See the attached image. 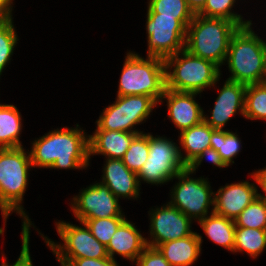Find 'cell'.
<instances>
[{
    "label": "cell",
    "instance_id": "obj_31",
    "mask_svg": "<svg viewBox=\"0 0 266 266\" xmlns=\"http://www.w3.org/2000/svg\"><path fill=\"white\" fill-rule=\"evenodd\" d=\"M234 221L236 227L266 230V200L255 198Z\"/></svg>",
    "mask_w": 266,
    "mask_h": 266
},
{
    "label": "cell",
    "instance_id": "obj_12",
    "mask_svg": "<svg viewBox=\"0 0 266 266\" xmlns=\"http://www.w3.org/2000/svg\"><path fill=\"white\" fill-rule=\"evenodd\" d=\"M78 195L70 200V209L76 221L86 219L126 217L119 199L107 186L95 181L86 188H81Z\"/></svg>",
    "mask_w": 266,
    "mask_h": 266
},
{
    "label": "cell",
    "instance_id": "obj_32",
    "mask_svg": "<svg viewBox=\"0 0 266 266\" xmlns=\"http://www.w3.org/2000/svg\"><path fill=\"white\" fill-rule=\"evenodd\" d=\"M127 217H111L86 219L83 223L92 235L103 245L107 246L111 237Z\"/></svg>",
    "mask_w": 266,
    "mask_h": 266
},
{
    "label": "cell",
    "instance_id": "obj_34",
    "mask_svg": "<svg viewBox=\"0 0 266 266\" xmlns=\"http://www.w3.org/2000/svg\"><path fill=\"white\" fill-rule=\"evenodd\" d=\"M136 266H171L163 257L160 251L155 247L147 246L144 251L138 256L135 262Z\"/></svg>",
    "mask_w": 266,
    "mask_h": 266
},
{
    "label": "cell",
    "instance_id": "obj_41",
    "mask_svg": "<svg viewBox=\"0 0 266 266\" xmlns=\"http://www.w3.org/2000/svg\"><path fill=\"white\" fill-rule=\"evenodd\" d=\"M262 83H265L266 84V56H265L264 76H263Z\"/></svg>",
    "mask_w": 266,
    "mask_h": 266
},
{
    "label": "cell",
    "instance_id": "obj_36",
    "mask_svg": "<svg viewBox=\"0 0 266 266\" xmlns=\"http://www.w3.org/2000/svg\"><path fill=\"white\" fill-rule=\"evenodd\" d=\"M30 231H21V251L12 266H34L30 254Z\"/></svg>",
    "mask_w": 266,
    "mask_h": 266
},
{
    "label": "cell",
    "instance_id": "obj_30",
    "mask_svg": "<svg viewBox=\"0 0 266 266\" xmlns=\"http://www.w3.org/2000/svg\"><path fill=\"white\" fill-rule=\"evenodd\" d=\"M149 154V132L138 134L131 142L128 150L122 158L126 167L138 173L143 164L147 161Z\"/></svg>",
    "mask_w": 266,
    "mask_h": 266
},
{
    "label": "cell",
    "instance_id": "obj_35",
    "mask_svg": "<svg viewBox=\"0 0 266 266\" xmlns=\"http://www.w3.org/2000/svg\"><path fill=\"white\" fill-rule=\"evenodd\" d=\"M204 160H208L209 163H212L213 166L219 168H227L228 166L222 160L220 154L215 150L210 148L205 149L199 156H197L194 161L187 166V168L196 175V171L201 167L200 165Z\"/></svg>",
    "mask_w": 266,
    "mask_h": 266
},
{
    "label": "cell",
    "instance_id": "obj_38",
    "mask_svg": "<svg viewBox=\"0 0 266 266\" xmlns=\"http://www.w3.org/2000/svg\"><path fill=\"white\" fill-rule=\"evenodd\" d=\"M15 0H0V22L6 21L13 17V10Z\"/></svg>",
    "mask_w": 266,
    "mask_h": 266
},
{
    "label": "cell",
    "instance_id": "obj_4",
    "mask_svg": "<svg viewBox=\"0 0 266 266\" xmlns=\"http://www.w3.org/2000/svg\"><path fill=\"white\" fill-rule=\"evenodd\" d=\"M166 89L202 94L215 88L221 79V68L214 62L190 54L186 49L165 60Z\"/></svg>",
    "mask_w": 266,
    "mask_h": 266
},
{
    "label": "cell",
    "instance_id": "obj_16",
    "mask_svg": "<svg viewBox=\"0 0 266 266\" xmlns=\"http://www.w3.org/2000/svg\"><path fill=\"white\" fill-rule=\"evenodd\" d=\"M259 189L256 182L243 180L226 183L214 191V209L218 215L235 220L239 214L255 199Z\"/></svg>",
    "mask_w": 266,
    "mask_h": 266
},
{
    "label": "cell",
    "instance_id": "obj_37",
    "mask_svg": "<svg viewBox=\"0 0 266 266\" xmlns=\"http://www.w3.org/2000/svg\"><path fill=\"white\" fill-rule=\"evenodd\" d=\"M250 175V178H252V181L256 182L257 188H261L263 192L261 194L260 192H257V196L266 200V166L264 168L252 171V173H248Z\"/></svg>",
    "mask_w": 266,
    "mask_h": 266
},
{
    "label": "cell",
    "instance_id": "obj_9",
    "mask_svg": "<svg viewBox=\"0 0 266 266\" xmlns=\"http://www.w3.org/2000/svg\"><path fill=\"white\" fill-rule=\"evenodd\" d=\"M55 227L60 242H56L38 228L35 230L41 236L46 246L56 258H107V248L90 232L88 227L80 222L79 225L64 220H56ZM62 240V241H61Z\"/></svg>",
    "mask_w": 266,
    "mask_h": 266
},
{
    "label": "cell",
    "instance_id": "obj_18",
    "mask_svg": "<svg viewBox=\"0 0 266 266\" xmlns=\"http://www.w3.org/2000/svg\"><path fill=\"white\" fill-rule=\"evenodd\" d=\"M130 220L126 219L111 237L107 248L108 256L117 261L116 255L134 263L147 247L144 234ZM143 234V235H142Z\"/></svg>",
    "mask_w": 266,
    "mask_h": 266
},
{
    "label": "cell",
    "instance_id": "obj_22",
    "mask_svg": "<svg viewBox=\"0 0 266 266\" xmlns=\"http://www.w3.org/2000/svg\"><path fill=\"white\" fill-rule=\"evenodd\" d=\"M197 223L210 241L233 253L236 228L234 220L212 212Z\"/></svg>",
    "mask_w": 266,
    "mask_h": 266
},
{
    "label": "cell",
    "instance_id": "obj_13",
    "mask_svg": "<svg viewBox=\"0 0 266 266\" xmlns=\"http://www.w3.org/2000/svg\"><path fill=\"white\" fill-rule=\"evenodd\" d=\"M149 209L147 246L156 248L159 244L182 239L195 232L191 229L194 221L168 202L162 204L161 207L155 206Z\"/></svg>",
    "mask_w": 266,
    "mask_h": 266
},
{
    "label": "cell",
    "instance_id": "obj_10",
    "mask_svg": "<svg viewBox=\"0 0 266 266\" xmlns=\"http://www.w3.org/2000/svg\"><path fill=\"white\" fill-rule=\"evenodd\" d=\"M179 144L165 135H153L149 132V154L147 161L137 173L141 183L161 186L187 169L183 162Z\"/></svg>",
    "mask_w": 266,
    "mask_h": 266
},
{
    "label": "cell",
    "instance_id": "obj_7",
    "mask_svg": "<svg viewBox=\"0 0 266 266\" xmlns=\"http://www.w3.org/2000/svg\"><path fill=\"white\" fill-rule=\"evenodd\" d=\"M188 168L176 175L170 189L168 203L178 208L194 222L205 218L214 209V191L208 177H193Z\"/></svg>",
    "mask_w": 266,
    "mask_h": 266
},
{
    "label": "cell",
    "instance_id": "obj_1",
    "mask_svg": "<svg viewBox=\"0 0 266 266\" xmlns=\"http://www.w3.org/2000/svg\"><path fill=\"white\" fill-rule=\"evenodd\" d=\"M88 132L79 123L75 127L54 128L30 141L33 168L86 170L90 166Z\"/></svg>",
    "mask_w": 266,
    "mask_h": 266
},
{
    "label": "cell",
    "instance_id": "obj_29",
    "mask_svg": "<svg viewBox=\"0 0 266 266\" xmlns=\"http://www.w3.org/2000/svg\"><path fill=\"white\" fill-rule=\"evenodd\" d=\"M14 18L0 22V79L2 73L11 64L15 47L18 44L19 36L14 25Z\"/></svg>",
    "mask_w": 266,
    "mask_h": 266
},
{
    "label": "cell",
    "instance_id": "obj_19",
    "mask_svg": "<svg viewBox=\"0 0 266 266\" xmlns=\"http://www.w3.org/2000/svg\"><path fill=\"white\" fill-rule=\"evenodd\" d=\"M140 133L123 131L95 130L88 134L89 161L91 156L103 155L104 158L122 159L133 139Z\"/></svg>",
    "mask_w": 266,
    "mask_h": 266
},
{
    "label": "cell",
    "instance_id": "obj_14",
    "mask_svg": "<svg viewBox=\"0 0 266 266\" xmlns=\"http://www.w3.org/2000/svg\"><path fill=\"white\" fill-rule=\"evenodd\" d=\"M247 85L225 80L218 89L213 109L210 115L204 112L203 120L213 129L225 130V126L238 112L244 117L245 90Z\"/></svg>",
    "mask_w": 266,
    "mask_h": 266
},
{
    "label": "cell",
    "instance_id": "obj_5",
    "mask_svg": "<svg viewBox=\"0 0 266 266\" xmlns=\"http://www.w3.org/2000/svg\"><path fill=\"white\" fill-rule=\"evenodd\" d=\"M239 26L231 20L195 14L187 27L185 49L220 68L225 63L232 35Z\"/></svg>",
    "mask_w": 266,
    "mask_h": 266
},
{
    "label": "cell",
    "instance_id": "obj_23",
    "mask_svg": "<svg viewBox=\"0 0 266 266\" xmlns=\"http://www.w3.org/2000/svg\"><path fill=\"white\" fill-rule=\"evenodd\" d=\"M22 115L14 104L0 102V148L22 147Z\"/></svg>",
    "mask_w": 266,
    "mask_h": 266
},
{
    "label": "cell",
    "instance_id": "obj_21",
    "mask_svg": "<svg viewBox=\"0 0 266 266\" xmlns=\"http://www.w3.org/2000/svg\"><path fill=\"white\" fill-rule=\"evenodd\" d=\"M214 130L203 120L179 133L180 155L186 166H189L205 149L211 147L210 138Z\"/></svg>",
    "mask_w": 266,
    "mask_h": 266
},
{
    "label": "cell",
    "instance_id": "obj_24",
    "mask_svg": "<svg viewBox=\"0 0 266 266\" xmlns=\"http://www.w3.org/2000/svg\"><path fill=\"white\" fill-rule=\"evenodd\" d=\"M266 250V230L236 227L233 254L246 253L256 259Z\"/></svg>",
    "mask_w": 266,
    "mask_h": 266
},
{
    "label": "cell",
    "instance_id": "obj_6",
    "mask_svg": "<svg viewBox=\"0 0 266 266\" xmlns=\"http://www.w3.org/2000/svg\"><path fill=\"white\" fill-rule=\"evenodd\" d=\"M123 63L116 96L146 95L159 103L166 89L164 59L129 50Z\"/></svg>",
    "mask_w": 266,
    "mask_h": 266
},
{
    "label": "cell",
    "instance_id": "obj_27",
    "mask_svg": "<svg viewBox=\"0 0 266 266\" xmlns=\"http://www.w3.org/2000/svg\"><path fill=\"white\" fill-rule=\"evenodd\" d=\"M248 120L266 121V84L247 85L245 90L244 117Z\"/></svg>",
    "mask_w": 266,
    "mask_h": 266
},
{
    "label": "cell",
    "instance_id": "obj_40",
    "mask_svg": "<svg viewBox=\"0 0 266 266\" xmlns=\"http://www.w3.org/2000/svg\"><path fill=\"white\" fill-rule=\"evenodd\" d=\"M0 256H1V258L2 259H0L1 260V264H0V266H12V264H9L7 261V257H6V255H5V253L3 252H1L0 253Z\"/></svg>",
    "mask_w": 266,
    "mask_h": 266
},
{
    "label": "cell",
    "instance_id": "obj_20",
    "mask_svg": "<svg viewBox=\"0 0 266 266\" xmlns=\"http://www.w3.org/2000/svg\"><path fill=\"white\" fill-rule=\"evenodd\" d=\"M203 236L194 232L182 239L164 242L156 248L171 266H192L202 252Z\"/></svg>",
    "mask_w": 266,
    "mask_h": 266
},
{
    "label": "cell",
    "instance_id": "obj_25",
    "mask_svg": "<svg viewBox=\"0 0 266 266\" xmlns=\"http://www.w3.org/2000/svg\"><path fill=\"white\" fill-rule=\"evenodd\" d=\"M211 148L215 149L221 156L224 163L229 167L233 165L234 158L242 150V142L239 134L231 130H219L215 129L211 133L210 138Z\"/></svg>",
    "mask_w": 266,
    "mask_h": 266
},
{
    "label": "cell",
    "instance_id": "obj_8",
    "mask_svg": "<svg viewBox=\"0 0 266 266\" xmlns=\"http://www.w3.org/2000/svg\"><path fill=\"white\" fill-rule=\"evenodd\" d=\"M157 105L152 97L146 95L116 96L111 105L102 109L95 121V130L143 133L145 131L136 127L149 119Z\"/></svg>",
    "mask_w": 266,
    "mask_h": 266
},
{
    "label": "cell",
    "instance_id": "obj_11",
    "mask_svg": "<svg viewBox=\"0 0 266 266\" xmlns=\"http://www.w3.org/2000/svg\"><path fill=\"white\" fill-rule=\"evenodd\" d=\"M147 56L166 59L185 49L187 28L176 17L146 14Z\"/></svg>",
    "mask_w": 266,
    "mask_h": 266
},
{
    "label": "cell",
    "instance_id": "obj_33",
    "mask_svg": "<svg viewBox=\"0 0 266 266\" xmlns=\"http://www.w3.org/2000/svg\"><path fill=\"white\" fill-rule=\"evenodd\" d=\"M56 261L60 263V266H120V264L114 259L100 258H56Z\"/></svg>",
    "mask_w": 266,
    "mask_h": 266
},
{
    "label": "cell",
    "instance_id": "obj_39",
    "mask_svg": "<svg viewBox=\"0 0 266 266\" xmlns=\"http://www.w3.org/2000/svg\"><path fill=\"white\" fill-rule=\"evenodd\" d=\"M189 8L197 14L204 6L206 0H186Z\"/></svg>",
    "mask_w": 266,
    "mask_h": 266
},
{
    "label": "cell",
    "instance_id": "obj_2",
    "mask_svg": "<svg viewBox=\"0 0 266 266\" xmlns=\"http://www.w3.org/2000/svg\"><path fill=\"white\" fill-rule=\"evenodd\" d=\"M31 169L30 154L24 146L0 148V211L3 219L0 236L4 235L7 219L12 213L22 218V231L36 228L23 205Z\"/></svg>",
    "mask_w": 266,
    "mask_h": 266
},
{
    "label": "cell",
    "instance_id": "obj_17",
    "mask_svg": "<svg viewBox=\"0 0 266 266\" xmlns=\"http://www.w3.org/2000/svg\"><path fill=\"white\" fill-rule=\"evenodd\" d=\"M101 184L119 199L139 200L141 199V186L137 173L129 170L122 159L105 158L102 168Z\"/></svg>",
    "mask_w": 266,
    "mask_h": 266
},
{
    "label": "cell",
    "instance_id": "obj_3",
    "mask_svg": "<svg viewBox=\"0 0 266 266\" xmlns=\"http://www.w3.org/2000/svg\"><path fill=\"white\" fill-rule=\"evenodd\" d=\"M254 23L239 27L232 35L227 57V80L245 85L262 83L266 56V39L254 31Z\"/></svg>",
    "mask_w": 266,
    "mask_h": 266
},
{
    "label": "cell",
    "instance_id": "obj_28",
    "mask_svg": "<svg viewBox=\"0 0 266 266\" xmlns=\"http://www.w3.org/2000/svg\"><path fill=\"white\" fill-rule=\"evenodd\" d=\"M235 3L237 0H206L202 9L197 13L204 17L209 18H222L231 20L239 27H243L252 23V20H248L243 17L242 14L234 12Z\"/></svg>",
    "mask_w": 266,
    "mask_h": 266
},
{
    "label": "cell",
    "instance_id": "obj_15",
    "mask_svg": "<svg viewBox=\"0 0 266 266\" xmlns=\"http://www.w3.org/2000/svg\"><path fill=\"white\" fill-rule=\"evenodd\" d=\"M198 95L202 98L199 93L165 89L158 107L166 102L168 120L181 132L203 121L205 110L195 98Z\"/></svg>",
    "mask_w": 266,
    "mask_h": 266
},
{
    "label": "cell",
    "instance_id": "obj_26",
    "mask_svg": "<svg viewBox=\"0 0 266 266\" xmlns=\"http://www.w3.org/2000/svg\"><path fill=\"white\" fill-rule=\"evenodd\" d=\"M147 1V13H160V16L176 17L186 28L195 16L186 0Z\"/></svg>",
    "mask_w": 266,
    "mask_h": 266
}]
</instances>
